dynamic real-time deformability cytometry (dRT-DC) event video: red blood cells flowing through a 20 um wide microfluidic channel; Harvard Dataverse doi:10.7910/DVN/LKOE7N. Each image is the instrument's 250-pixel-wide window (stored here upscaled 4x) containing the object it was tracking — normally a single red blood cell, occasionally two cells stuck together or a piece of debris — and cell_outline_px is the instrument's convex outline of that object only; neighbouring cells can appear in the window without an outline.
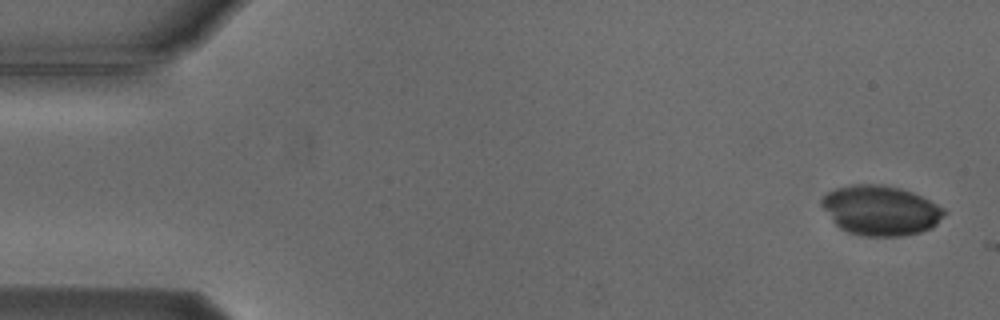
{"species": "Egyptian fruit bat (a non-hibernating species)", "species_latin": "Rousettus aegyptiacus", "temperature_condition": "cold", "stored_images_in_passage": 2, "camera_frame_rate_fps": 3000, "um_per_image_px": 0.085, "animal": {"sex": "male"}, "frame": {"image": 1, "passage_image": 1, "time_ms": 0.0, "image_size_px": [1000, 320], "cell_outline_px": [[948, 212], [932, 228], [920, 232], [904, 236], [864, 236], [848, 232], [840, 228], [832, 220], [820, 204], [820, 200], [828, 192], [836, 188], [852, 184], [884, 184], [900, 188], [912, 192], [944, 208]], "centroid_in_image_um": [74.85, 17.88], "position_along_channel_um": 10.2, "area_um2": 35.66}}